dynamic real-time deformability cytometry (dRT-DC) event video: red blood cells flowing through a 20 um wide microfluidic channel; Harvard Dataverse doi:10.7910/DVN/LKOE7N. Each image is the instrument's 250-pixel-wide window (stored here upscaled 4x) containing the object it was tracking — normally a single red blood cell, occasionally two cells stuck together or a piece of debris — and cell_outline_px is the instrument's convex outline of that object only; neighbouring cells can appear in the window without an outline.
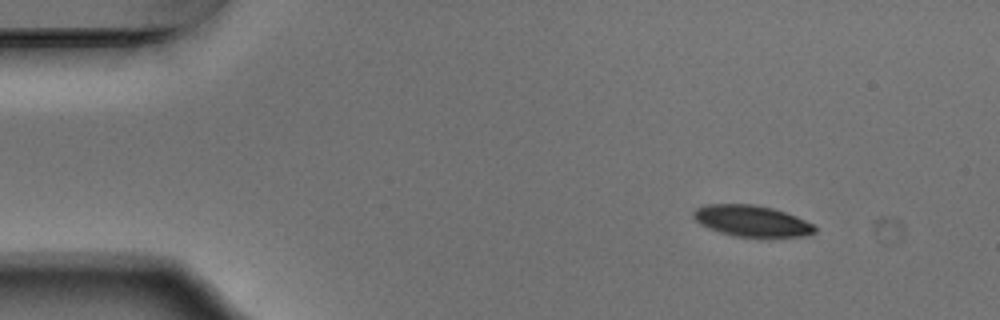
{"species": "Egyptian fruit bat (a non-hibernating species)", "species_latin": "Rousettus aegyptiacus", "temperature_condition": "warm", "stored_images_in_passage": 48, "camera_frame_rate_fps": 3000, "um_per_image_px": 0.085, "animal": {"sex": "male"}, "frame": {"image": 1, "passage_image": 1, "time_ms": 0.0, "image_size_px": [1000, 320], "cell_outline_px": [[816, 232], [804, 236], [736, 236], [720, 232], [708, 228], [700, 224], [692, 216], [692, 212], [696, 208], [704, 204], [752, 204], [772, 208], [796, 216], [812, 224], [816, 228]], "centroid_in_image_um": [63.85, 18.76], "position_along_channel_um": 21.2, "area_um2": 21.79}}
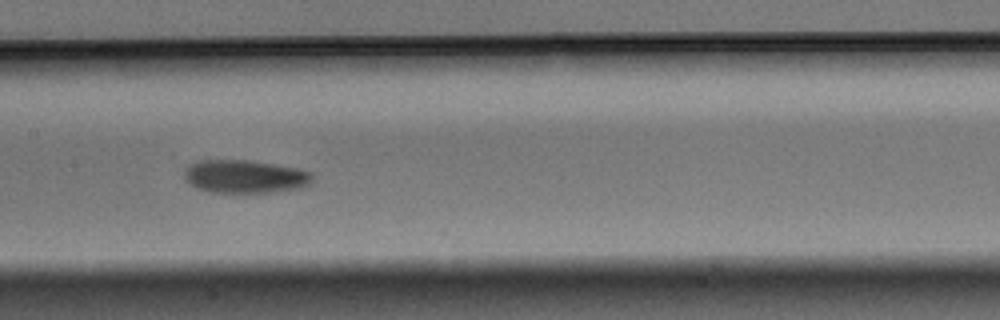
{"frame": {"image": 2, "passage_image": 21, "time_ms": 6.667, "image_size_px": [1000, 320], "cell_outline_px": [[312, 180], [308, 184], [300, 188], [268, 192], [212, 192], [196, 188], [184, 180], [184, 172], [188, 164], [196, 160], [248, 160], [300, 168], [312, 172]], "centroid_in_image_um": [20.78, 14.99], "position_along_channel_um": 186.6, "area_um2": 24.85}}
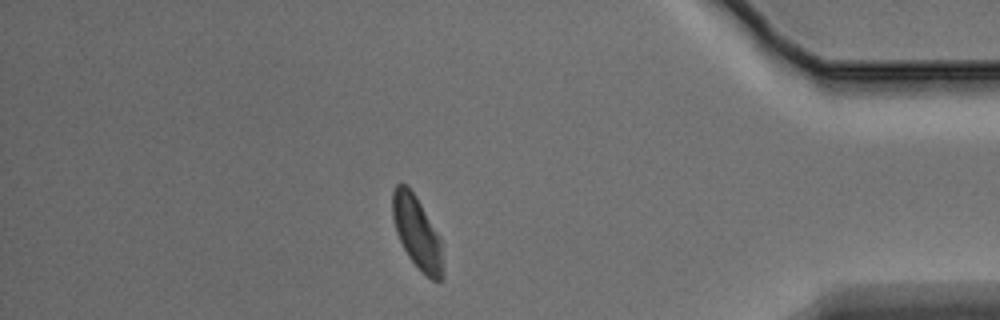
{"frame": {"image": 3, "passage_image": 41, "time_ms": 13.333, "image_size_px": [1000, 320], "cell_outline_px": [[444, 276], [440, 280], [432, 280], [408, 256], [396, 232], [392, 216], [392, 192], [396, 184], [404, 184], [416, 196], [440, 236]], "centroid_in_image_um": [35.45, 19.75], "position_along_channel_um": 399.8, "area_um2": 20.92}, "authors_computed_cell_mechanics": {"area_um2": 23.1778, "velocity_mm_per_s": 3.7394, "shape_relaxation_time_tau1_ms": 3.5589, "shape_relaxation_time_tau2_ms": 9.6319, "deformation_change_tau1": 0.1307, "deformation_change_tau2": 0.1595}}